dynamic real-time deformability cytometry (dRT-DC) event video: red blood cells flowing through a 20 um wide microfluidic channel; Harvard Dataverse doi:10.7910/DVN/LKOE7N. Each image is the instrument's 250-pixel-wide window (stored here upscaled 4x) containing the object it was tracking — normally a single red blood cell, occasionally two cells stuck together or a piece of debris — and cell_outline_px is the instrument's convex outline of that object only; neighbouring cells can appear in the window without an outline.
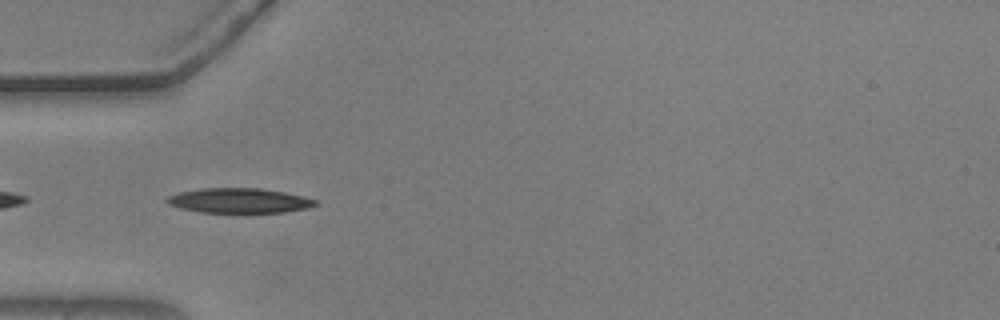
{"species": "common noctule bat (a hibernating species)", "species_latin": "Nyctalus noctula", "temperature_condition": "warm", "stored_images_in_passage": 6, "camera_frame_rate_fps": 3000, "um_per_image_px": 0.085, "animal": {"sex": "male", "body_mass_g": 20.5, "forearm_length_mm": 52.5}, "frame": {"image": 1, "passage_image": 3, "time_ms": 0.667, "image_size_px": [1000, 320], "cell_outline_px": [[320, 204], [308, 208], [284, 212], [200, 212], [180, 208], [168, 204], [164, 200], [168, 196], [180, 192], [200, 188], [260, 188], [284, 192], [316, 200]], "centroid_in_image_um": [20.31, 17.05], "position_along_channel_um": 64.7, "area_um2": 21.39}}